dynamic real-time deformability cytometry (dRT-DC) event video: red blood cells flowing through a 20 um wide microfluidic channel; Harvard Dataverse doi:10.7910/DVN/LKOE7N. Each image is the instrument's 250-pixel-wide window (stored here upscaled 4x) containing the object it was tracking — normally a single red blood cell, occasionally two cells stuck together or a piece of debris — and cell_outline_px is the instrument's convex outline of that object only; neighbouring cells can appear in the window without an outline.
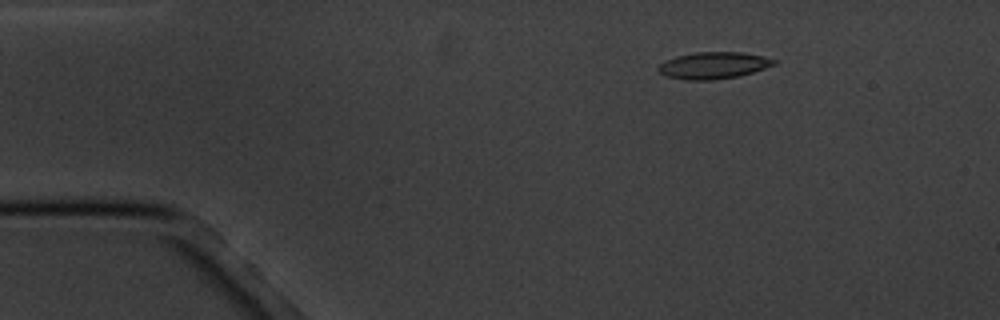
{"species": "common noctule bat (a hibernating species)", "species_latin": "Nyctalus noctula", "temperature_condition": "cold", "stored_images_in_passage": 16, "camera_frame_rate_fps": 3000, "um_per_image_px": 0.085, "animal": {"sex": "male", "body_mass_g": 20.1, "forearm_length_mm": 53.5}, "frame": {"image": 1, "passage_image": 3, "time_ms": 2.333, "image_size_px": [1000, 320], "cell_outline_px": [[776, 64], [752, 72], [736, 76], [712, 80], [684, 80], [668, 76], [660, 72], [656, 68], [660, 64], [676, 56], [696, 52], [744, 52], [764, 56], [776, 60]], "centroid_in_image_um": [60.65, 5.55], "position_along_channel_um": 24.3, "area_um2": 17.86}}
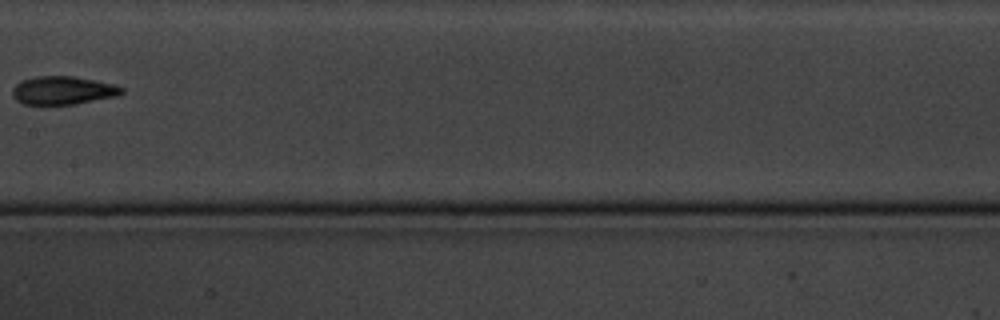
{"frame": {"image": 2, "passage_image": 8, "time_ms": 9.333, "image_size_px": [1000, 320], "cell_outline_px": [[124, 92], [120, 96], [72, 104], [24, 104], [16, 100], [12, 96], [12, 88], [20, 80], [36, 76], [76, 76], [116, 84], [124, 88]], "centroid_in_image_um": [5.38, 7.67], "position_along_channel_um": 202.0, "area_um2": 18.26}}
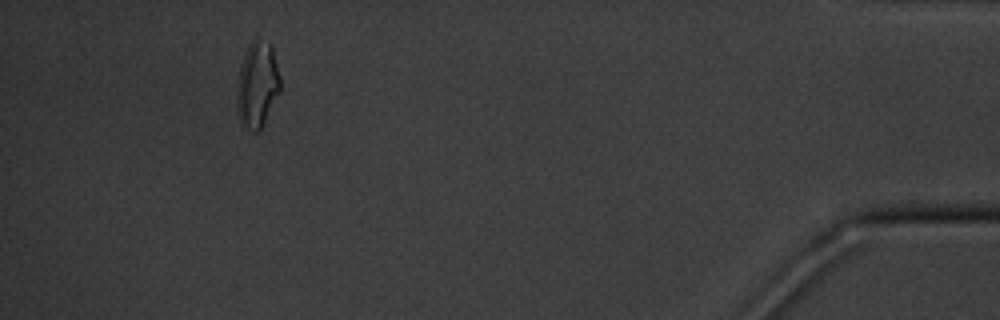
{"frame": {"image": 3, "passage_image": 15, "time_ms": 17.333, "image_size_px": [1000, 320], "cell_outline_px": [[280, 92], [260, 128], [256, 132], [252, 132], [240, 120], [236, 112], [236, 92], [240, 68], [244, 56], [252, 40], [256, 36], [272, 44], [280, 76]], "centroid_in_image_um": [21.87, 7.16], "position_along_channel_um": 413.3, "area_um2": 21.68}, "authors_computed_cell_mechanics": {"area_um2": 17.9469, "velocity_mm_per_s": 3.4441, "shape_relaxation_time_tau1_ms": 8.6416, "shape_relaxation_time_tau2_ms": 6.0598, "deformation_change_tau1": 0.1959, "deformation_change_tau2": 0.1569}}